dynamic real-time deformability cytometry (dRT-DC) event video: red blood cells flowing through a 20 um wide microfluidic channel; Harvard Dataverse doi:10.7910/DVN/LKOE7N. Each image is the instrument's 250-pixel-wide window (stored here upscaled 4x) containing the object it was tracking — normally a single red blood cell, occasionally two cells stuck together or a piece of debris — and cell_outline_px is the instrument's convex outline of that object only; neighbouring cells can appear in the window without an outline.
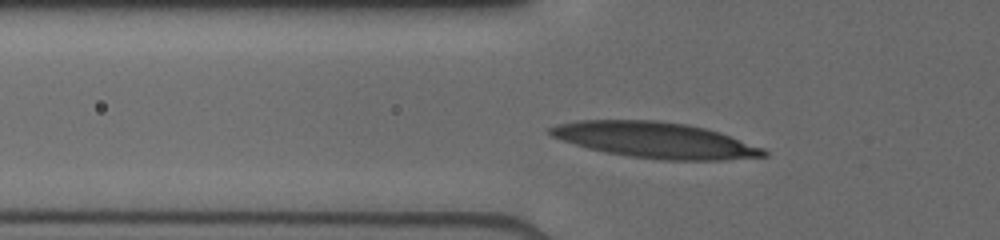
{"species": "human", "species_latin": "Homo sapiens", "temperature_condition": "cold", "stored_images_in_passage": 31, "camera_frame_rate_fps": 3000, "um_per_image_px": 0.085, "donor": {"sex": "male"}, "frame": {"image": 1, "passage_image": 5, "time_ms": 1.333, "image_size_px": [1000, 240], "cell_outline_px": [[768, 156], [724, 160], [664, 160], [632, 156], [604, 152], [588, 148], [552, 136], [548, 132], [548, 128], [556, 124], [576, 120], [656, 120], [688, 124], [720, 132], [764, 148], [768, 152]], "centroid_in_image_um": [55.72, 11.9], "position_along_channel_um": 70.1, "area_um2": 44.51}}
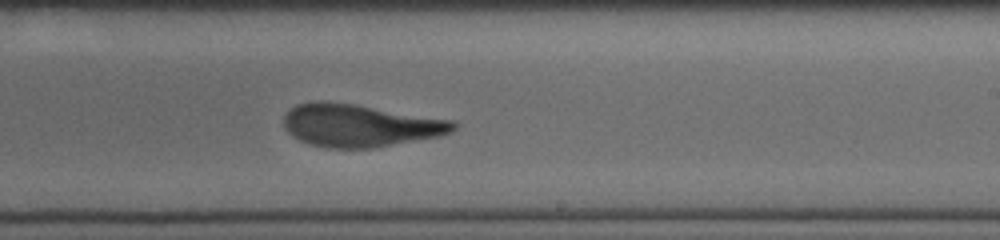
{"frame": {"image": 2, "passage_image": 19, "time_ms": 6.0, "image_size_px": [1000, 240], "cell_outline_px": [[460, 124], [452, 132], [440, 136], [372, 148], [328, 148], [308, 144], [292, 136], [288, 132], [284, 124], [284, 116], [296, 104], [316, 100], [324, 100], [352, 104], [456, 120]], "centroid_in_image_um": [30.62, 10.66], "position_along_channel_um": 258.4, "area_um2": 42.31}}
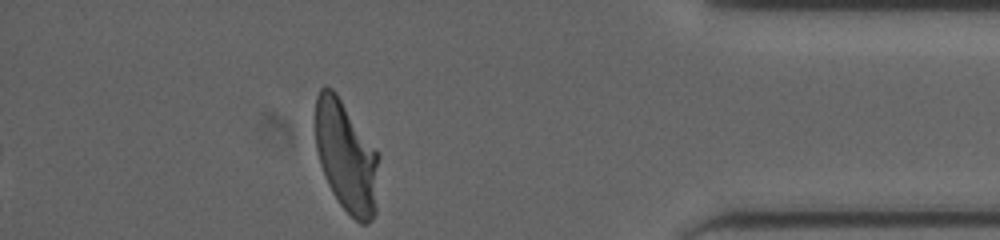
{"frame": {"image": 3, "passage_image": 31, "time_ms": 10.333, "image_size_px": [1000, 240], "cell_outline_px": [[380, 156], [376, 212], [372, 220], [368, 224], [360, 224], [340, 204], [332, 192], [328, 184], [320, 164], [316, 148], [316, 96], [320, 88], [324, 84], [332, 88], [336, 92], [380, 152]], "centroid_in_image_um": [29.47, 13.3], "position_along_channel_um": 405.7, "area_um2": 41.79}}